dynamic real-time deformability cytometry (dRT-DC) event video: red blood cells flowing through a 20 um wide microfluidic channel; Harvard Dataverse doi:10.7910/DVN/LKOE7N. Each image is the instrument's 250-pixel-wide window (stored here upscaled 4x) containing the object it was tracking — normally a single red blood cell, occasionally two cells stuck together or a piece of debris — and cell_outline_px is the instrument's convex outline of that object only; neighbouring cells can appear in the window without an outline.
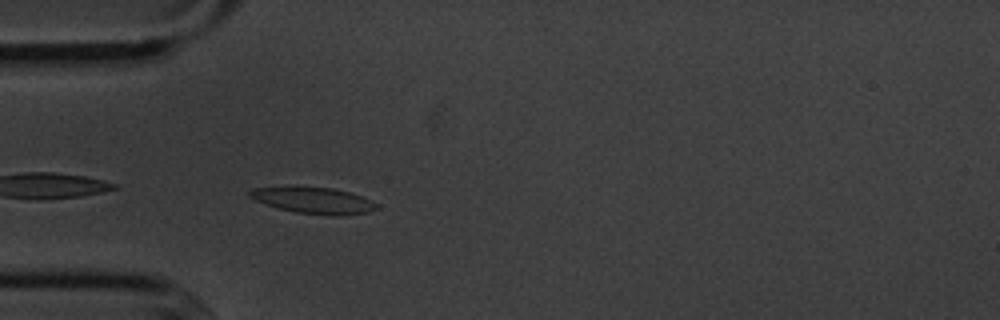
{"species": "common noctule bat (a hibernating species)", "species_latin": "Nyctalus noctula", "temperature_condition": "cold", "stored_images_in_passage": 30, "camera_frame_rate_fps": 3000, "um_per_image_px": 0.085, "animal": {"sex": "male", "body_mass_g": 20.1, "forearm_length_mm": 53.5}, "frame": {"image": 1, "passage_image": 2, "time_ms": 0.333, "image_size_px": [1000, 320], "cell_outline_px": [[380, 208], [368, 212], [340, 216], [332, 216], [296, 212], [280, 208], [256, 200], [248, 196], [248, 192], [252, 188], [296, 184], [332, 188], [348, 192], [360, 196], [376, 204]], "centroid_in_image_um": [26.6, 16.99], "position_along_channel_um": 58.4, "area_um2": 19.88}}
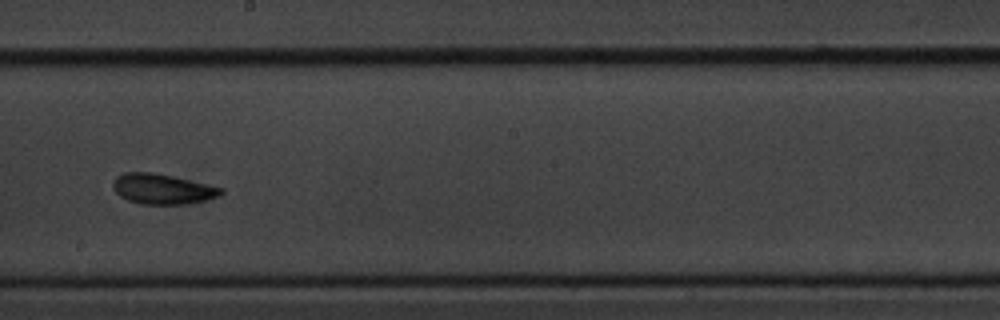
{"frame": {"image": 2, "passage_image": 17, "time_ms": 5.333, "image_size_px": [1000, 320], "cell_outline_px": [[224, 192], [220, 196], [188, 204], [140, 204], [128, 200], [120, 196], [112, 188], [112, 184], [116, 176], [124, 172], [152, 172], [172, 176], [224, 188]], "centroid_in_image_um": [13.79, 16.06], "position_along_channel_um": 234.4, "area_um2": 19.07}}
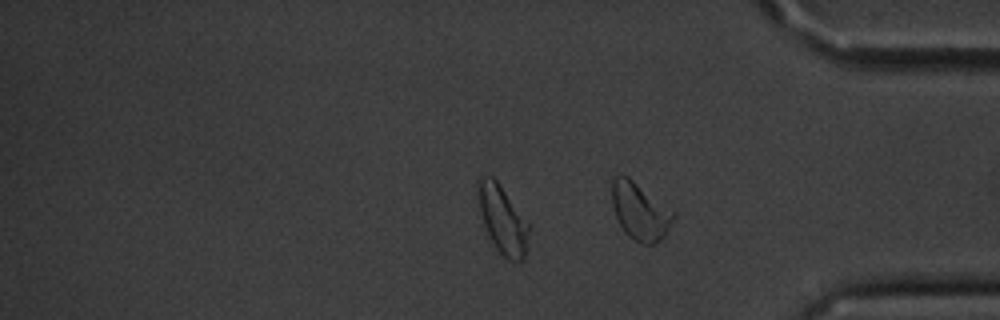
{"frame": {"image": 3, "passage_image": 30, "time_ms": 9.667, "image_size_px": [1000, 320], "cell_outline_px": [[676, 216], [664, 236], [656, 244], [640, 244], [628, 236], [624, 232], [616, 216], [612, 204], [612, 180], [616, 176], [628, 176], [676, 212]], "centroid_in_image_um": [54.42, 17.98], "position_along_channel_um": 380.8, "area_um2": 20.58}, "authors_computed_cell_mechanics": {"area_um2": 18.5827, "velocity_mm_per_s": 3.5882, "shape_relaxation_time_tau1_ms": 2.4376, "shape_relaxation_time_tau2_ms": 1.0478, "deformation_change_tau1": 0.1087, "deformation_change_tau2": 0.0615}}